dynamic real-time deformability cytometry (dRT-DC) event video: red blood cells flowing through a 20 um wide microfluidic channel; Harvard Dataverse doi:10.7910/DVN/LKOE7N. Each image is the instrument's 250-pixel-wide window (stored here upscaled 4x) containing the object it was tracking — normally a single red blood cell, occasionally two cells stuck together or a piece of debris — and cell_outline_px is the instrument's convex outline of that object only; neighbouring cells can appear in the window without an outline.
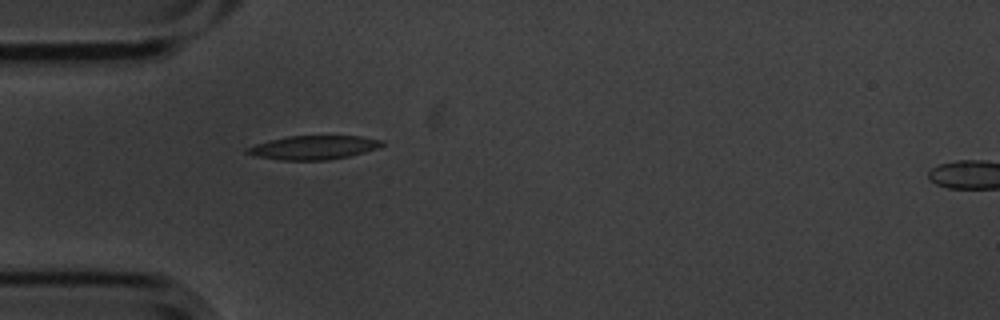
{"species": "common noctule bat (a hibernating species)", "species_latin": "Nyctalus noctula", "temperature_condition": "cold", "stored_images_in_passage": 2, "camera_frame_rate_fps": 3000, "um_per_image_px": 0.085, "animal": {"sex": "male", "body_mass_g": 20.1, "forearm_length_mm": 53.5}, "frame": {"image": 1, "passage_image": 1, "time_ms": 0.0, "image_size_px": [1000, 320], "cell_outline_px": [[384, 144], [376, 148], [364, 152], [348, 156], [328, 160], [284, 160], [252, 156], [244, 152], [244, 148], [268, 140], [288, 136], [360, 136], [384, 140]], "centroid_in_image_um": [26.6, 12.54], "position_along_channel_um": 58.4, "area_um2": 18.79}}